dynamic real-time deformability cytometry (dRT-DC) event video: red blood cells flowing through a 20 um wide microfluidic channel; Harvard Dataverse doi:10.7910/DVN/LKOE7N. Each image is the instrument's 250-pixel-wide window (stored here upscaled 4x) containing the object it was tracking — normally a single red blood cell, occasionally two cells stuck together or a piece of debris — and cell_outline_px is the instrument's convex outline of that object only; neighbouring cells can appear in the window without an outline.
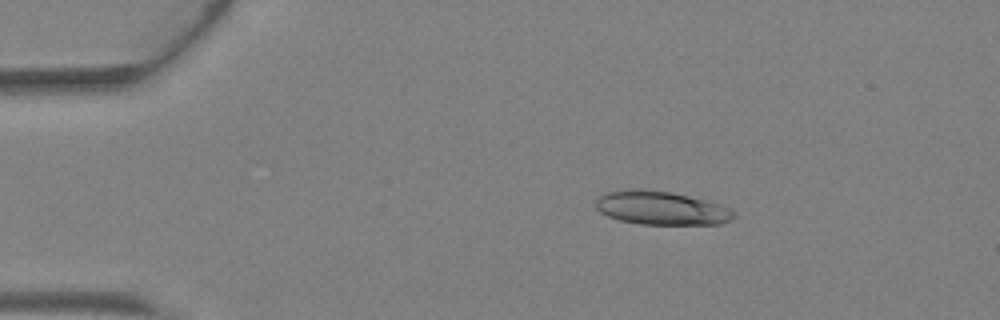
{"species": "Egyptian fruit bat (a non-hibernating species)", "species_latin": "Rousettus aegyptiacus", "temperature_condition": "warm", "stored_images_in_passage": 5, "camera_frame_rate_fps": 3000, "um_per_image_px": 0.085, "animal": {"sex": "female"}, "frame": {"image": 1, "passage_image": 3, "time_ms": 0.667, "image_size_px": [1000, 320], "cell_outline_px": [[736, 216], [732, 220], [720, 224], [640, 224], [620, 220], [608, 216], [600, 212], [596, 208], [596, 200], [600, 196], [608, 192], [632, 188], [640, 188], [672, 192], [720, 204], [736, 212]], "centroid_in_image_um": [56.22, 17.68], "position_along_channel_um": 28.8, "area_um2": 27.05}}
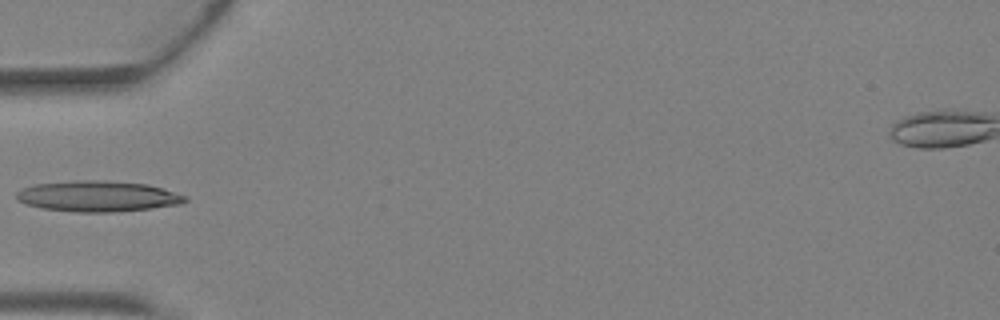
{"frame": {"image": 2, "passage_image": 5, "time_ms": 1.333, "image_size_px": [1000, 320], "cell_outline_px": [[188, 200], [180, 204], [152, 208], [116, 212], [76, 212], [40, 208], [16, 200], [16, 192], [24, 188], [36, 184], [80, 180], [108, 180], [148, 184], [188, 196]], "centroid_in_image_um": [8.34, 16.68], "position_along_channel_um": 76.7, "area_um2": 30.35}}